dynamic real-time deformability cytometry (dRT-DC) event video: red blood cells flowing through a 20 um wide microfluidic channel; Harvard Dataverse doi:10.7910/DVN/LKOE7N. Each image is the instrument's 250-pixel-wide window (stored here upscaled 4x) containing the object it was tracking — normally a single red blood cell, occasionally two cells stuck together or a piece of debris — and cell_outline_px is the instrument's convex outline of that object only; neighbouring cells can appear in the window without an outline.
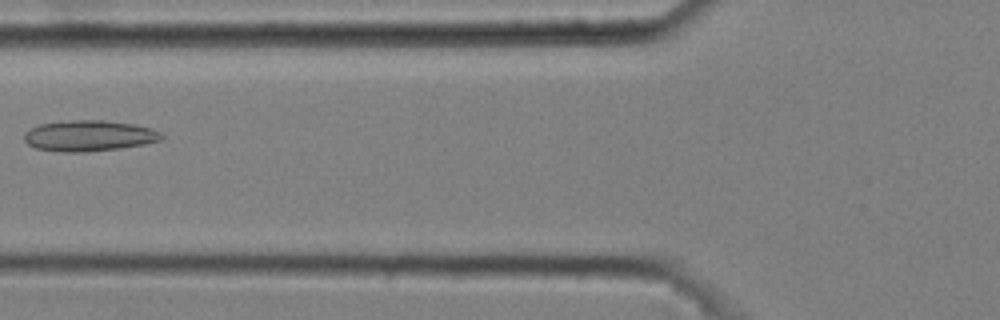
{"species": "common noctule bat (a hibernating species)", "species_latin": "Nyctalus noctula", "temperature_condition": "cold", "stored_images_in_passage": 5, "camera_frame_rate_fps": 3000, "um_per_image_px": 0.085, "animal": {"sex": "male", "body_mass_g": 20.4}, "frame": {"image": 1, "passage_image": 5, "time_ms": 1.333, "image_size_px": [1000, 320], "cell_outline_px": [[164, 136], [160, 140], [144, 144], [120, 148], [84, 152], [64, 152], [36, 148], [28, 144], [24, 140], [24, 132], [40, 124], [72, 120], [104, 120], [136, 124], [152, 128], [160, 132]], "centroid_in_image_um": [7.59, 11.53], "position_along_channel_um": 118.2, "area_um2": 24.68}}